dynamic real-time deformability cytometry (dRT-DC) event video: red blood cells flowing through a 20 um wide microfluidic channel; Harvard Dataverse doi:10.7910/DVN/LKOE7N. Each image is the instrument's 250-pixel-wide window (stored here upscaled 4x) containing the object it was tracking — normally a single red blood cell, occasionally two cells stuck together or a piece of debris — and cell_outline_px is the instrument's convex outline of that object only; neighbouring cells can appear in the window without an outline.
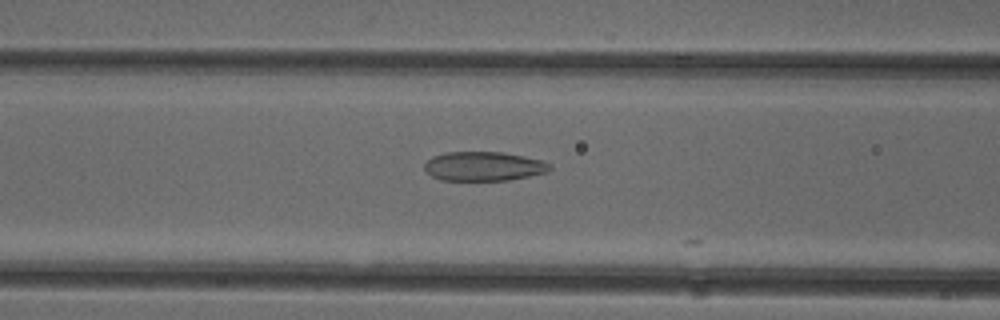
{"species": "common noctule bat (a hibernating species)", "species_latin": "Nyctalus noctula", "temperature_condition": "cold", "stored_images_in_passage": 13, "camera_frame_rate_fps": 3000, "um_per_image_px": 0.085, "animal": {"sex": "female"}, "frame": {"image": 1, "passage_image": 12, "time_ms": 3.667, "image_size_px": [1000, 320], "cell_outline_px": [[552, 168], [548, 172], [508, 180], [440, 180], [432, 176], [424, 168], [424, 164], [432, 156], [444, 152], [504, 152], [544, 160], [552, 164]], "centroid_in_image_um": [41.14, 14.12], "position_along_channel_um": 125.5, "area_um2": 21.5}}